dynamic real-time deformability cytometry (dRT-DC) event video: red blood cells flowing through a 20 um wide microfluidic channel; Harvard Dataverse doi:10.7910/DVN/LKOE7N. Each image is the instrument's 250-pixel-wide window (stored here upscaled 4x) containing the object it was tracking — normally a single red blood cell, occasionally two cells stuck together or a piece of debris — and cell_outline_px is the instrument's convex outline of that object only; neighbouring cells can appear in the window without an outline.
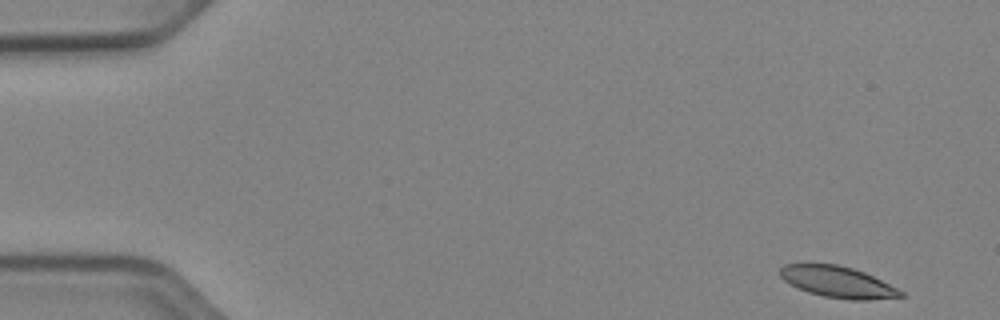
{"species": "Egyptian fruit bat (a non-hibernating species)", "species_latin": "Rousettus aegyptiacus", "temperature_condition": "cold", "stored_images_in_passage": 51, "camera_frame_rate_fps": 3000, "um_per_image_px": 0.085, "animal": {"sex": "female"}, "frame": {"image": 1, "passage_image": 2, "time_ms": 0.333, "image_size_px": [1000, 320], "cell_outline_px": [[904, 296], [868, 300], [852, 300], [824, 296], [808, 292], [784, 280], [780, 276], [780, 268], [784, 264], [836, 264], [852, 268], [864, 272], [904, 292]], "centroid_in_image_um": [71.2, 23.96], "position_along_channel_um": 13.8, "area_um2": 21.56}}
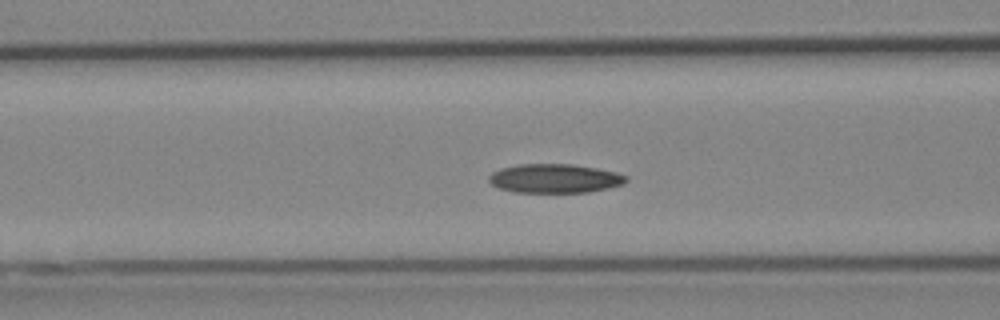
{"frame": {"image": 2, "passage_image": 20, "time_ms": 6.333, "image_size_px": [1000, 320], "cell_outline_px": [[628, 180], [624, 184], [608, 188], [588, 192], [516, 192], [500, 188], [492, 184], [488, 180], [488, 176], [492, 172], [500, 168], [520, 164], [572, 164], [596, 168], [616, 172], [628, 176]], "centroid_in_image_um": [47.17, 15.16], "position_along_channel_um": 119.4, "area_um2": 23.18}}
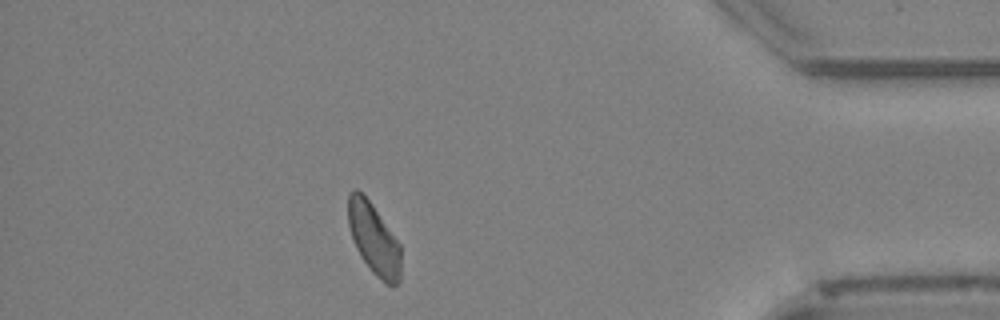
{"frame": {"image": 3, "passage_image": 45, "time_ms": 14.667, "image_size_px": [1000, 320], "cell_outline_px": [[400, 280], [396, 284], [384, 284], [372, 272], [360, 256], [352, 240], [348, 224], [348, 192], [356, 188], [372, 204], [400, 244]], "centroid_in_image_um": [31.75, 20.31], "position_along_channel_um": 403.4, "area_um2": 21.85}, "authors_computed_cell_mechanics": {"area_um2": 22.5998, "velocity_mm_per_s": 3.8944, "shape_relaxation_time_tau1_ms": 5.1534, "shape_relaxation_time_tau2_ms": 8.9243, "deformation_change_tau1": 0.0936, "deformation_change_tau2": 0.1493}}